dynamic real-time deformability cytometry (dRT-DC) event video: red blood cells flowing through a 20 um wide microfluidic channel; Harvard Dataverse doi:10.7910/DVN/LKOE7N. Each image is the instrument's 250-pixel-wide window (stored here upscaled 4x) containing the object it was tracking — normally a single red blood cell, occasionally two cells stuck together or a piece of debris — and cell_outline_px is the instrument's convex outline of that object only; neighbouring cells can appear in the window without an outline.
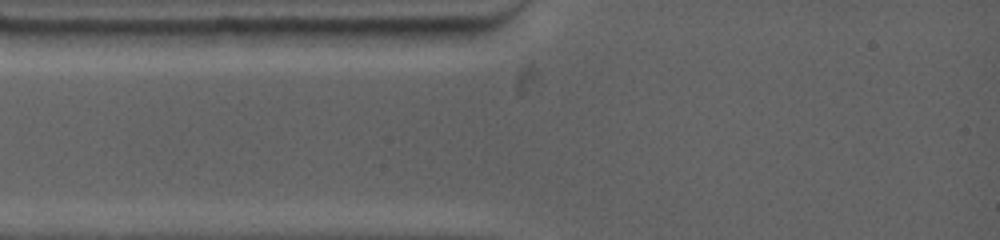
{"species": "common noctule bat (a hibernating species)", "species_latin": "Nyctalus noctula", "temperature_condition": "warm", "stored_images_in_passage": 1, "camera_frame_rate_fps": 4500, "um_per_image_px": 0.085, "animal": {"sex": "female", "body_mass_g": 19.0, "forearm_length_mm": 53.3}, "frame": {"image": 1, "passage_image": 1, "time_ms": 0.0, "image_size_px": [1000, 240], "cell_outline_px": [[340, 48], [204, 48], [200, 32], [216, 28], [332, 28], [340, 44]], "centroid_in_image_um": [22.95, 3.24], "position_along_channel_um": 62.1, "area_um2": 19.31}}